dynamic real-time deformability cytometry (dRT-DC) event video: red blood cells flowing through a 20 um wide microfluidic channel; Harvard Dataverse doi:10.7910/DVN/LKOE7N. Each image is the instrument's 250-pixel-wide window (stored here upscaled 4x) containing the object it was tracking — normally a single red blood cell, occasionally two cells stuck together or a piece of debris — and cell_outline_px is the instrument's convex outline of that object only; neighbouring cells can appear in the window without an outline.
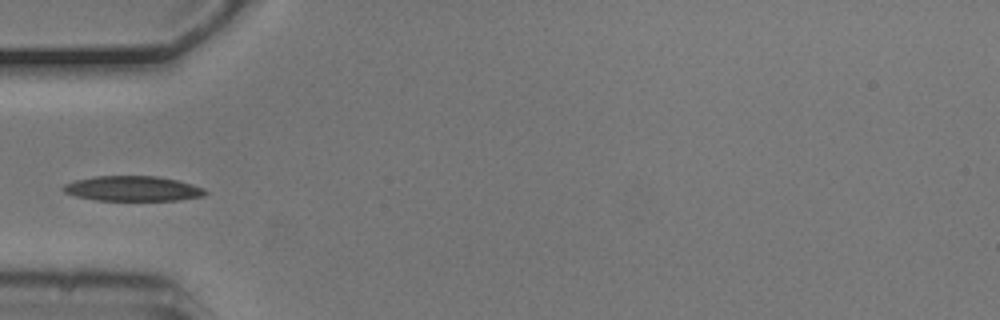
{"species": "common noctule bat (a hibernating species)", "species_latin": "Nyctalus noctula", "temperature_condition": "cold", "stored_images_in_passage": 9, "camera_frame_rate_fps": 3000, "um_per_image_px": 0.085, "animal": {"sex": "male", "body_mass_g": 20.5, "forearm_length_mm": 52.5}, "frame": {"image": 1, "passage_image": 5, "time_ms": 1.333, "image_size_px": [1000, 320], "cell_outline_px": [[208, 192], [204, 196], [176, 200], [96, 200], [76, 196], [64, 192], [60, 188], [64, 184], [76, 180], [96, 176], [156, 176], [176, 180], [192, 184], [204, 188]], "centroid_in_image_um": [11.27, 16.03], "position_along_channel_um": 73.7, "area_um2": 20.63}}
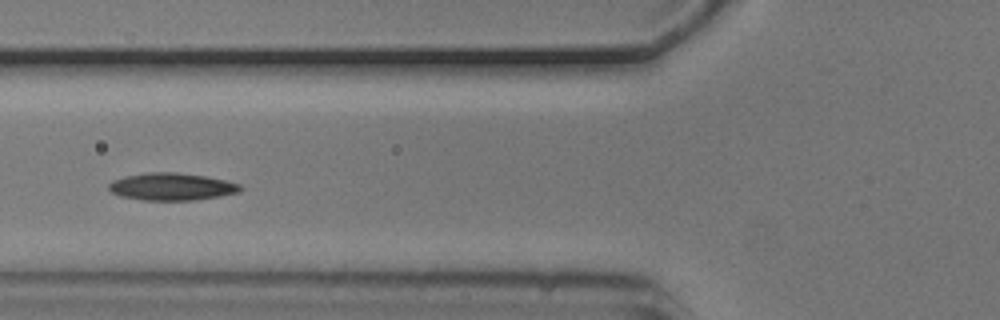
{"frame": {"image": 2, "passage_image": 6, "time_ms": 1.667, "image_size_px": [1000, 320], "cell_outline_px": [[244, 188], [236, 192], [220, 196], [196, 200], [144, 200], [120, 196], [112, 192], [108, 188], [108, 184], [112, 180], [124, 176], [148, 172], [176, 172], [204, 176], [224, 180], [240, 184]], "centroid_in_image_um": [14.56, 15.86], "position_along_channel_um": 111.2, "area_um2": 20.92}}
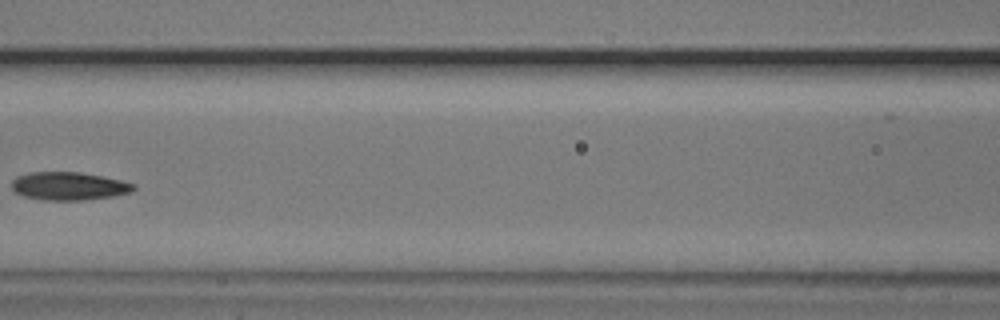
{"frame": {"image": 3, "passage_image": 7, "time_ms": 2.0, "image_size_px": [1000, 320], "cell_outline_px": [[136, 188], [132, 192], [112, 196], [84, 200], [44, 200], [24, 196], [16, 192], [12, 188], [12, 180], [16, 176], [32, 172], [80, 172], [120, 180], [136, 184]], "centroid_in_image_um": [5.86, 15.81], "position_along_channel_um": 160.7, "area_um2": 19.88}}